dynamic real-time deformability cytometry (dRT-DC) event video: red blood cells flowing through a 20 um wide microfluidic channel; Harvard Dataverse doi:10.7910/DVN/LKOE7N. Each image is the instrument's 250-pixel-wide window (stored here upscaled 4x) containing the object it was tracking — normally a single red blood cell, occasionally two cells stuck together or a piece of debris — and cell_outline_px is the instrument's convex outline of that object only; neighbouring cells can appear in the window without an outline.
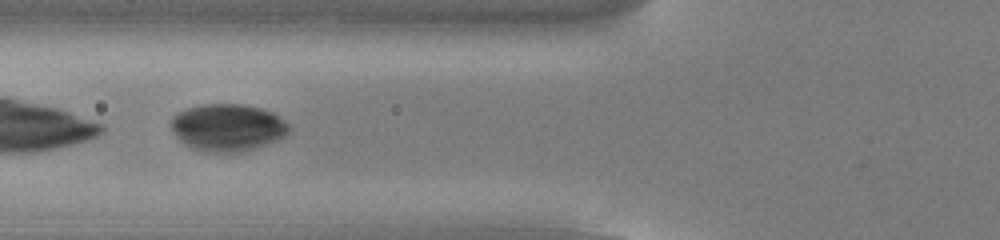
{"species": "common noctule bat (a hibernating species)", "species_latin": "Nyctalus noctula", "temperature_condition": "cold", "stored_images_in_passage": 32, "camera_frame_rate_fps": 3000, "um_per_image_px": 0.085, "animal": {"sex": "male", "body_mass_g": 13.0, "forearm_length_mm": 53.1}, "frame": {"image": 1, "passage_image": 5, "time_ms": 1.333, "image_size_px": [1000, 240], "cell_outline_px": [[292, 128], [284, 136], [276, 140], [240, 152], [204, 152], [188, 148], [176, 136], [172, 128], [172, 116], [188, 108], [204, 104], [240, 104], [260, 108], [272, 112], [284, 120]], "centroid_in_image_um": [19.33, 10.84], "position_along_channel_um": 106.5, "area_um2": 32.25}}